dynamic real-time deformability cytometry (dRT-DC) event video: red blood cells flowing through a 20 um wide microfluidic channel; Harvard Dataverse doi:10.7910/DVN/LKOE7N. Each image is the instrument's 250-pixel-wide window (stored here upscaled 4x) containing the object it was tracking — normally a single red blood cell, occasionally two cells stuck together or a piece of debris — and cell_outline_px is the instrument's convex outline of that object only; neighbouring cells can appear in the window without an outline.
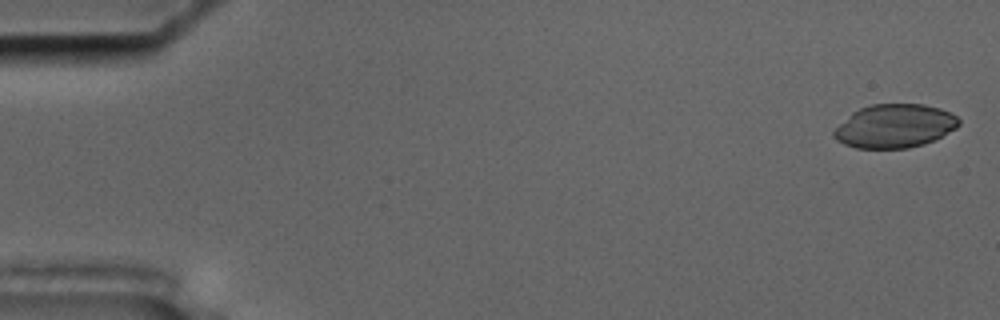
{"species": "common noctule bat (a hibernating species)", "species_latin": "Nyctalus noctula", "temperature_condition": "cold", "stored_images_in_passage": 55, "camera_frame_rate_fps": 3000, "um_per_image_px": 0.085, "animal": {"sex": "male", "body_mass_g": 17.5, "forearm_length_mm": 52.3}, "frame": {"image": 1, "passage_image": 1, "time_ms": 0.0, "image_size_px": [1000, 320], "cell_outline_px": [[960, 124], [956, 128], [924, 144], [908, 148], [856, 148], [844, 144], [836, 140], [832, 136], [832, 132], [852, 112], [860, 108], [872, 104], [924, 104], [940, 108], [956, 116], [960, 120]], "centroid_in_image_um": [76.03, 10.71], "position_along_channel_um": 9.0, "area_um2": 31.56}}
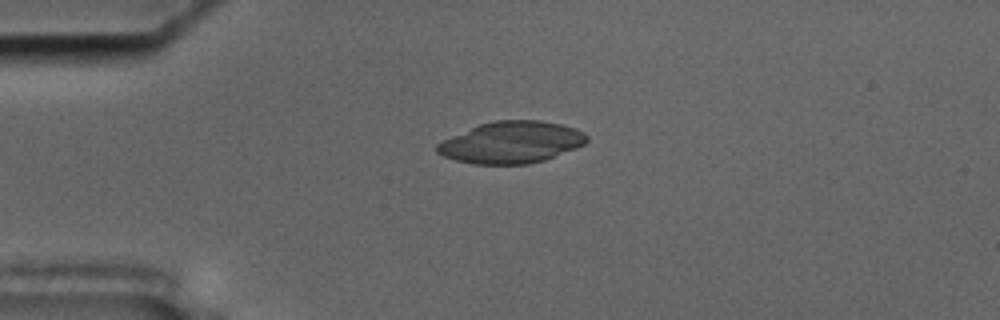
{"frame": {"image": 2, "passage_image": 13, "time_ms": 4.0, "image_size_px": [1000, 320], "cell_outline_px": [[588, 140], [584, 144], [576, 148], [544, 160], [528, 164], [476, 164], [456, 160], [444, 156], [436, 152], [436, 144], [452, 136], [480, 124], [496, 120], [540, 120], [560, 124], [576, 128], [584, 132], [588, 136]], "centroid_in_image_um": [43.49, 12.1], "position_along_channel_um": 41.5, "area_um2": 36.18}}